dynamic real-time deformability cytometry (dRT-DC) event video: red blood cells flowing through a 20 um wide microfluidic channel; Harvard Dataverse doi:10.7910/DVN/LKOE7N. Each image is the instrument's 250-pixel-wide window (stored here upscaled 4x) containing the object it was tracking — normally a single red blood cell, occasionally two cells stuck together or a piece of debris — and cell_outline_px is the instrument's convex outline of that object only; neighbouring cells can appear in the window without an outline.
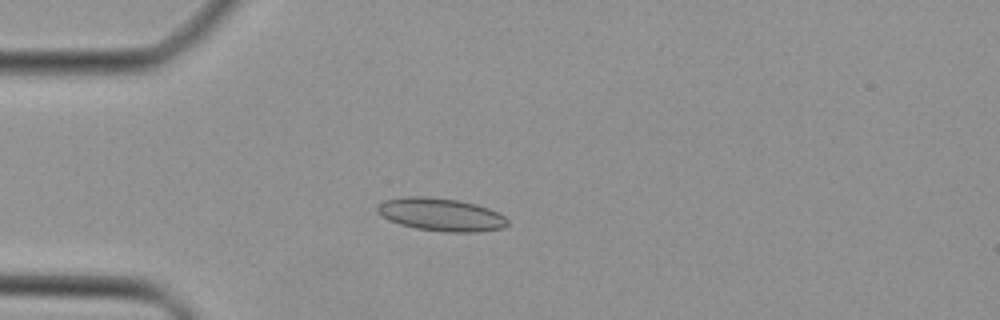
{"species": "Egyptian fruit bat (a non-hibernating species)", "species_latin": "Rousettus aegyptiacus", "temperature_condition": "cold", "stored_images_in_passage": 41, "camera_frame_rate_fps": 3000, "um_per_image_px": 0.085, "animal": {"sex": "female"}, "frame": {"image": 1, "passage_image": 8, "time_ms": 2.333, "image_size_px": [1000, 320], "cell_outline_px": [[508, 224], [504, 228], [476, 232], [448, 232], [416, 228], [400, 224], [388, 220], [376, 208], [384, 200], [404, 196], [428, 196], [456, 200], [476, 204], [488, 208], [504, 216], [508, 220]], "centroid_in_image_um": [37.5, 18.23], "position_along_channel_um": 47.5, "area_um2": 24.8}}
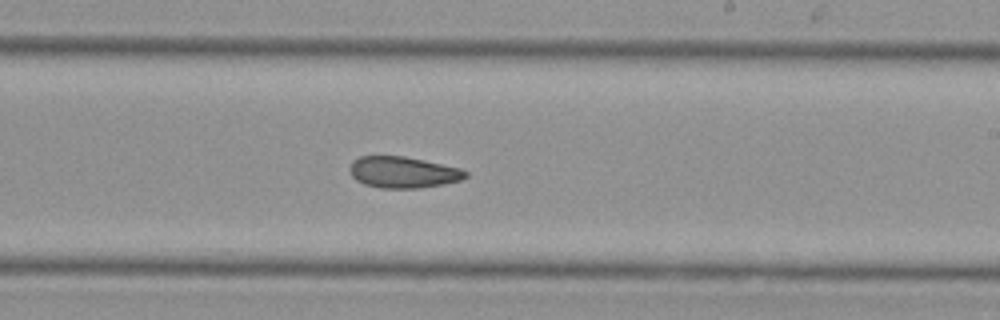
{"frame": {"image": 2, "passage_image": 23, "time_ms": 7.333, "image_size_px": [1000, 320], "cell_outline_px": [[468, 176], [460, 180], [444, 184], [420, 188], [380, 188], [364, 184], [356, 180], [352, 176], [348, 168], [352, 160], [360, 156], [404, 156], [424, 160], [460, 168], [468, 172]], "centroid_in_image_um": [34.24, 14.64], "position_along_channel_um": 254.8, "area_um2": 21.27}}
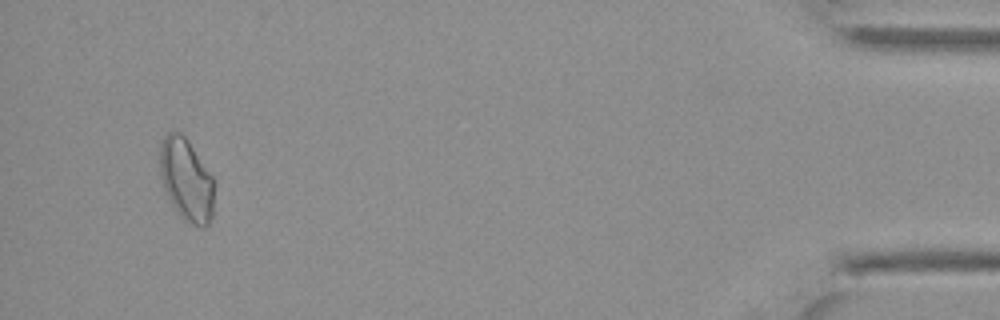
{"frame": {"image": 3, "passage_image": 39, "time_ms": 12.667, "image_size_px": [1000, 320], "cell_outline_px": [[212, 216], [208, 224], [204, 228], [200, 228], [188, 224], [180, 216], [172, 204], [164, 188], [160, 176], [160, 144], [164, 136], [168, 132], [180, 132], [184, 136], [212, 176]], "centroid_in_image_um": [15.81, 15.31], "position_along_channel_um": 419.4, "area_um2": 25.72}}